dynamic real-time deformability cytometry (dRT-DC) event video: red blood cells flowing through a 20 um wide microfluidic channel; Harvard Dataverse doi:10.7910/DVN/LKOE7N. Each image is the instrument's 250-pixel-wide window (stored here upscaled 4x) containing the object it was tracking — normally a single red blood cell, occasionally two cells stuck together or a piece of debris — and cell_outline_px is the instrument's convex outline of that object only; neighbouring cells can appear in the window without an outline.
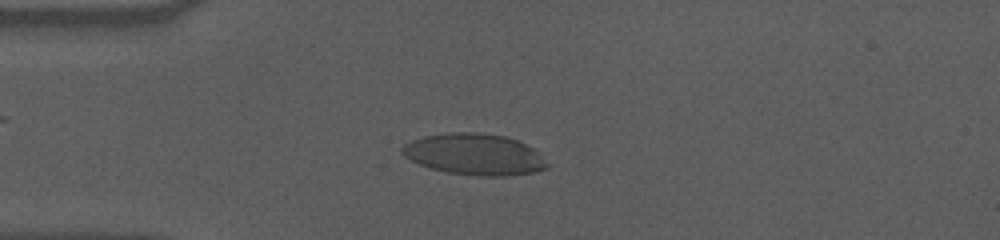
{"species": "human", "species_latin": "Homo sapiens", "temperature_condition": "cold", "stored_images_in_passage": 57, "camera_frame_rate_fps": 3000, "um_per_image_px": 0.085, "donor": {"sex": "male"}, "frame": {"image": 1, "passage_image": 14, "time_ms": 4.333, "image_size_px": [1000, 240], "cell_outline_px": [[548, 168], [536, 172], [504, 176], [476, 176], [448, 172], [432, 168], [420, 164], [404, 156], [400, 152], [400, 148], [404, 144], [412, 140], [424, 136], [448, 132], [476, 132], [504, 136], [516, 140], [532, 148], [548, 164]], "centroid_in_image_um": [40.3, 13.12], "position_along_channel_um": 44.7, "area_um2": 34.68}}
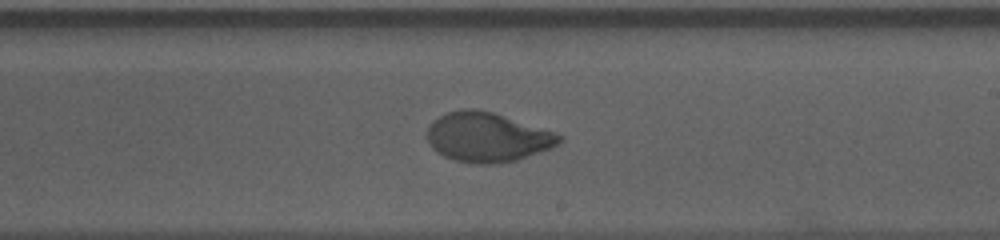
{"frame": {"image": 2, "passage_image": 33, "time_ms": 10.667, "image_size_px": [1000, 240], "cell_outline_px": [[564, 140], [560, 144], [552, 148], [516, 160], [496, 164], [472, 164], [456, 160], [444, 156], [436, 152], [432, 148], [428, 140], [428, 128], [432, 120], [448, 112], [460, 108], [476, 108], [492, 112], [556, 132], [564, 136]], "centroid_in_image_um": [41.45, 11.66], "position_along_channel_um": 247.6, "area_um2": 38.38}}
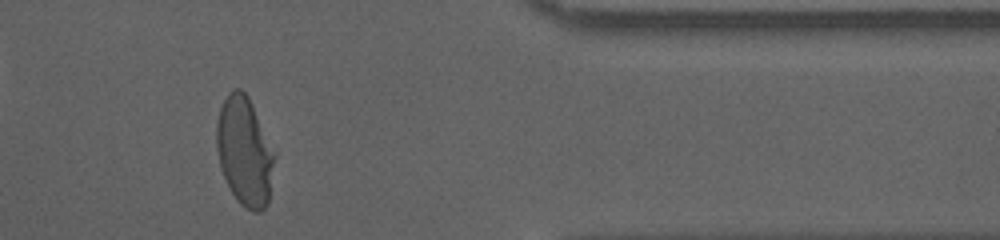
{"frame": {"image": 3, "passage_image": 47, "time_ms": 15.333, "image_size_px": [1000, 240], "cell_outline_px": [[276, 156], [268, 204], [260, 212], [252, 212], [244, 208], [236, 200], [220, 168], [216, 148], [216, 124], [220, 108], [228, 92], [236, 88], [240, 88], [248, 96]], "centroid_in_image_um": [20.78, 12.9], "position_along_channel_um": 390.6, "area_um2": 36.76}, "authors_computed_cell_mechanics": {"area_um2": 36.992, "velocity_mm_per_s": 3.5348, "shape_relaxation_time_tau1_ms": 4.7142, "shape_relaxation_time_tau2_ms": null, "deformation_change_tau1": 0.1914, "deformation_change_tau2": null}}